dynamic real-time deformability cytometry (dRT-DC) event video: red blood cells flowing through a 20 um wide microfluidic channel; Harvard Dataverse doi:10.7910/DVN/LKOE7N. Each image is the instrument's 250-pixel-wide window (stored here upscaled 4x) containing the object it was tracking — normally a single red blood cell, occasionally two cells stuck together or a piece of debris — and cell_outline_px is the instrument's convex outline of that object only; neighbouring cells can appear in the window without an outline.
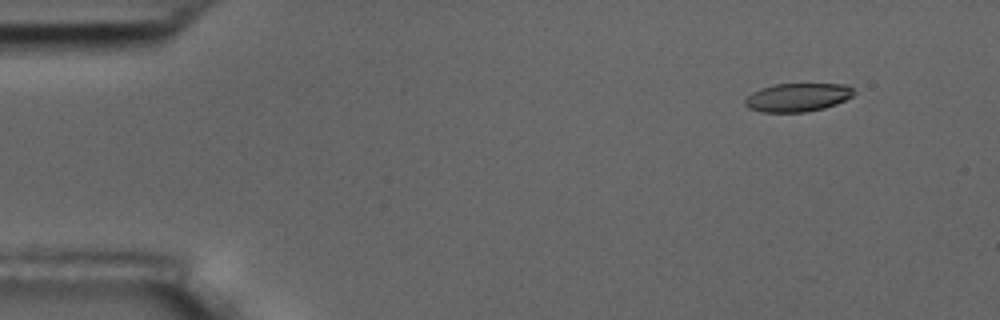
{"species": "common noctule bat (a hibernating species)", "species_latin": "Nyctalus noctula", "temperature_condition": "room temperature", "stored_images_in_passage": 5, "camera_frame_rate_fps": 3000, "um_per_image_px": 0.085, "animal": {"sex": "male", "body_mass_g": 17.5, "forearm_length_mm": 52.3}, "frame": {"image": 1, "passage_image": 1, "time_ms": 0.0, "image_size_px": [1000, 320], "cell_outline_px": [[856, 92], [852, 96], [836, 104], [824, 108], [804, 112], [760, 112], [748, 108], [744, 104], [744, 100], [752, 92], [760, 88], [776, 84], [848, 84]], "centroid_in_image_um": [67.78, 8.27], "position_along_channel_um": 17.2, "area_um2": 18.09}}
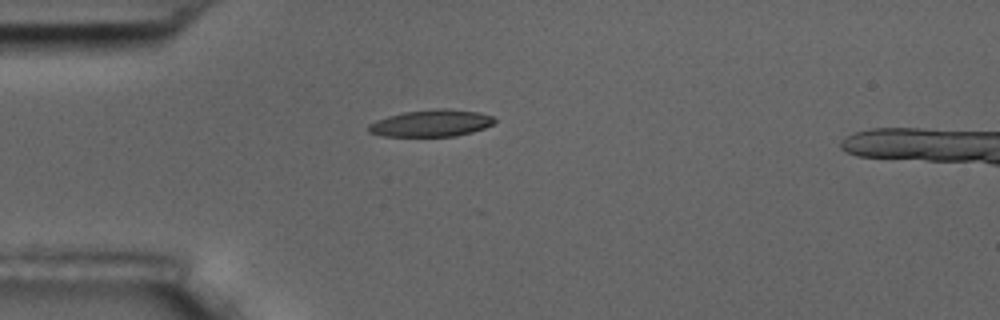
{"frame": {"image": 2, "passage_image": 4, "time_ms": 3.333, "image_size_px": [1000, 320], "cell_outline_px": [[496, 120], [492, 124], [484, 128], [472, 132], [456, 136], [384, 136], [368, 132], [368, 124], [376, 120], [388, 116], [404, 112], [436, 108], [448, 108], [480, 112], [492, 116]], "centroid_in_image_um": [36.66, 10.46], "position_along_channel_um": 48.3, "area_um2": 19.83}}